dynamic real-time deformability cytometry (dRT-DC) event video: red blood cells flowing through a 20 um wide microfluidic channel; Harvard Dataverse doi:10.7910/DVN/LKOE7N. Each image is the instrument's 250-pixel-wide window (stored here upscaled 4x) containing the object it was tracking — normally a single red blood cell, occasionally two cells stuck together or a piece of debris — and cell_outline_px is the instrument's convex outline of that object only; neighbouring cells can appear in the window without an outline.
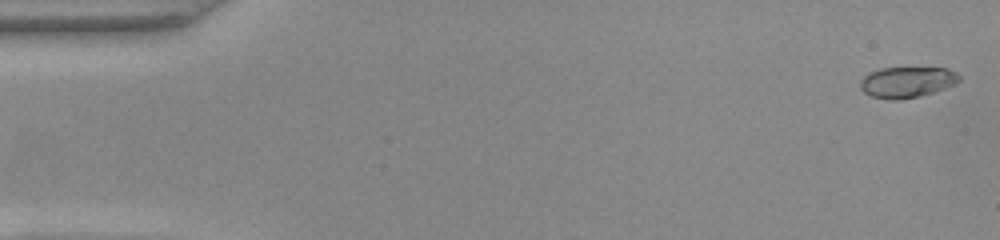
{"species": "common noctule bat (a hibernating species)", "species_latin": "Nyctalus noctula", "temperature_condition": "warm", "stored_images_in_passage": 50, "camera_frame_rate_fps": 3000, "um_per_image_px": 0.085, "animal": {"sex": "female", "body_mass_g": 22.0, "forearm_length_mm": 56.7}, "frame": {"image": 1, "passage_image": 1, "time_ms": 0.0, "image_size_px": [1000, 240], "cell_outline_px": [[960, 80], [956, 84], [932, 92], [916, 96], [896, 100], [892, 100], [872, 96], [864, 92], [860, 88], [860, 80], [868, 72], [880, 68], [948, 68], [956, 72], [960, 76]], "centroid_in_image_um": [77.08, 6.96], "position_along_channel_um": 7.9, "area_um2": 17.69}}
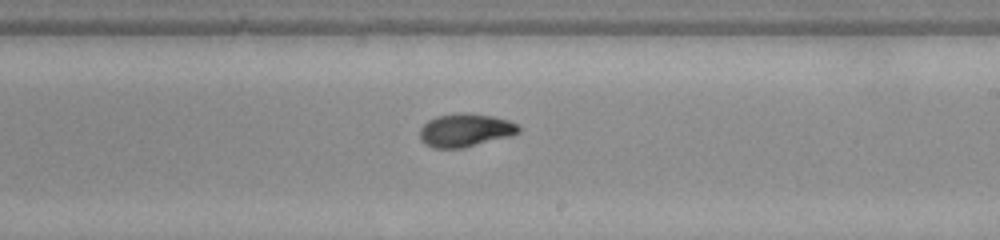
{"frame": {"image": 2, "passage_image": 29, "time_ms": 9.333, "image_size_px": [1000, 240], "cell_outline_px": [[520, 132], [512, 136], [460, 148], [432, 148], [424, 144], [420, 140], [420, 128], [428, 120], [436, 116], [456, 112], [460, 112], [492, 116], [508, 120], [516, 124], [520, 128]], "centroid_in_image_um": [39.52, 11.06], "position_along_channel_um": 249.5, "area_um2": 19.19}}
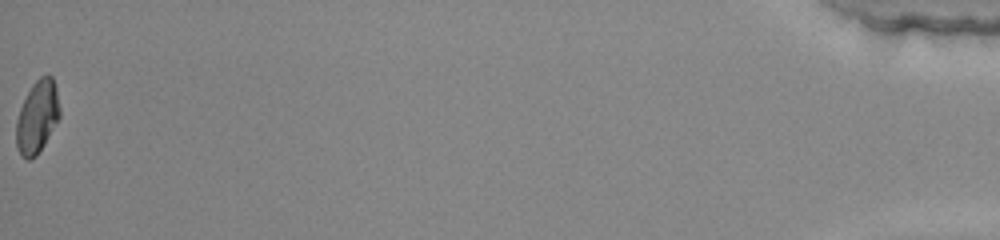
{"frame": {"image": 3, "passage_image": 50, "time_ms": 16.333, "image_size_px": [1000, 240], "cell_outline_px": [[60, 116], [44, 144], [36, 156], [28, 160], [20, 156], [16, 144], [16, 120], [20, 108], [32, 84], [40, 76], [52, 76], [56, 88], [60, 108]], "centroid_in_image_um": [3.15, 9.95], "position_along_channel_um": 432.0, "area_um2": 18.26}, "authors_computed_cell_mechanics": {"area_um2": 18.3804, "velocity_mm_per_s": 4.095, "shape_relaxation_time_tau1_ms": null, "shape_relaxation_time_tau2_ms": 1.3817, "deformation_change_tau1": null, "deformation_change_tau2": 0.0514}}